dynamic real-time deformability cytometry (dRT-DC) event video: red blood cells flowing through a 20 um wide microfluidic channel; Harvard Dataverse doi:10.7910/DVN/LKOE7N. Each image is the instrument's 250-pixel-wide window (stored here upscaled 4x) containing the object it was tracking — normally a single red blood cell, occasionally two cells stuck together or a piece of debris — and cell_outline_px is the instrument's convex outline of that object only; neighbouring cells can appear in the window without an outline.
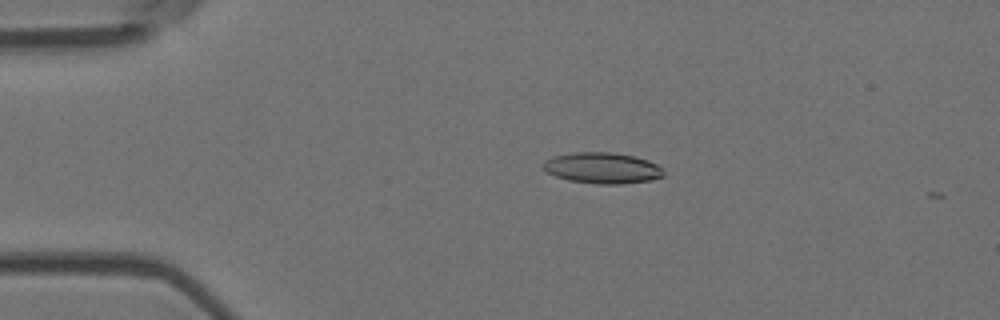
{"species": "Egyptian fruit bat (a non-hibernating species)", "species_latin": "Rousettus aegyptiacus", "temperature_condition": "room temperature", "stored_images_in_passage": 7, "camera_frame_rate_fps": 3000, "um_per_image_px": 0.085, "animal": {"sex": "female"}, "frame": {"image": 1, "passage_image": 4, "time_ms": 1.0, "image_size_px": [1000, 320], "cell_outline_px": [[664, 176], [648, 180], [620, 184], [596, 184], [568, 180], [556, 176], [548, 172], [544, 168], [544, 160], [552, 156], [572, 152], [612, 152], [636, 156], [648, 160], [656, 164], [664, 172]], "centroid_in_image_um": [51.18, 14.27], "position_along_channel_um": 33.8, "area_um2": 21.73}}
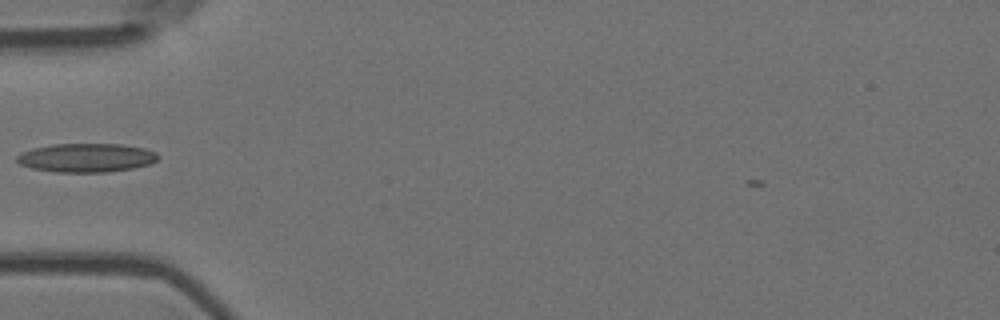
{"frame": {"image": 2, "passage_image": 6, "time_ms": 1.667, "image_size_px": [1000, 320], "cell_outline_px": [[160, 156], [156, 160], [148, 164], [132, 168], [104, 172], [56, 172], [32, 168], [20, 164], [16, 160], [16, 156], [20, 152], [32, 148], [52, 144], [120, 144], [144, 148], [156, 152]], "centroid_in_image_um": [7.3, 13.4], "position_along_channel_um": 77.7, "area_um2": 23.64}}
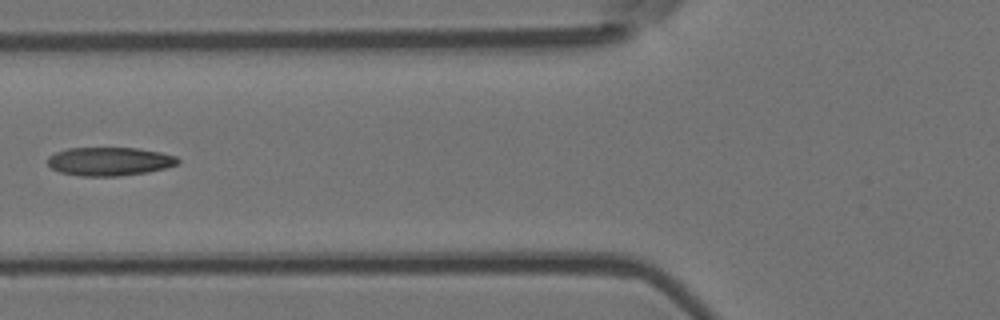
{"frame": {"image": 3, "passage_image": 7, "time_ms": 2.0, "image_size_px": [1000, 320], "cell_outline_px": [[180, 164], [148, 172], [120, 176], [80, 176], [60, 172], [52, 168], [48, 164], [48, 156], [56, 152], [68, 148], [136, 148], [160, 152], [176, 156], [180, 160]], "centroid_in_image_um": [9.32, 13.72], "position_along_channel_um": 116.5, "area_um2": 21.68}}